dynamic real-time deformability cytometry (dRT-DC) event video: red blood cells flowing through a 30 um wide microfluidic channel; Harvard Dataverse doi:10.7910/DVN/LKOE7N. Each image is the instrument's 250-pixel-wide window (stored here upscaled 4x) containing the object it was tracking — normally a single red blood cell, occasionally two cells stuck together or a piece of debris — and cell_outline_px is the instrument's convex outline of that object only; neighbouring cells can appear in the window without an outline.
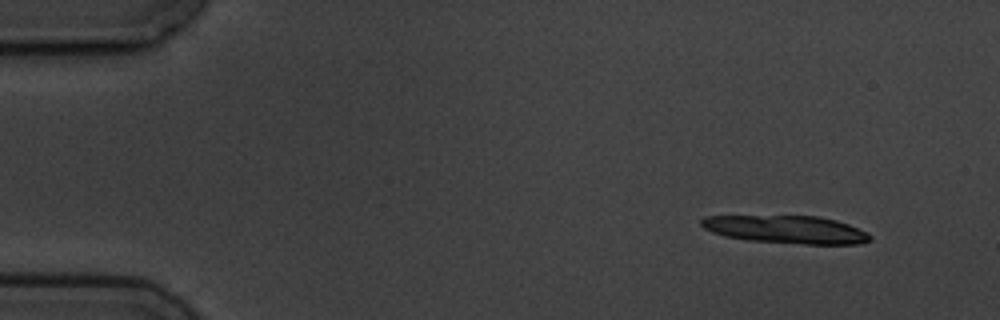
{"species": "common noctule bat (a hibernating species)", "species_latin": "Nyctalus noctula", "temperature_condition": "cold", "stored_images_in_passage": 4, "camera_frame_rate_fps": 3000, "um_per_image_px": 0.085, "animal": {"sex": "male", "body_mass_g": 19.5, "forearm_length_mm": 54.6}, "frame": {"image": 1, "passage_image": 1, "time_ms": 0.0, "image_size_px": [1000, 320], "cell_outline_px": [[872, 240], [860, 244], [804, 244], [748, 240], [724, 236], [712, 232], [704, 228], [700, 224], [700, 220], [704, 216], [820, 216], [836, 220], [848, 224], [868, 232], [872, 236]], "centroid_in_image_um": [66.86, 19.51], "position_along_channel_um": 18.1, "area_um2": 27.51}}